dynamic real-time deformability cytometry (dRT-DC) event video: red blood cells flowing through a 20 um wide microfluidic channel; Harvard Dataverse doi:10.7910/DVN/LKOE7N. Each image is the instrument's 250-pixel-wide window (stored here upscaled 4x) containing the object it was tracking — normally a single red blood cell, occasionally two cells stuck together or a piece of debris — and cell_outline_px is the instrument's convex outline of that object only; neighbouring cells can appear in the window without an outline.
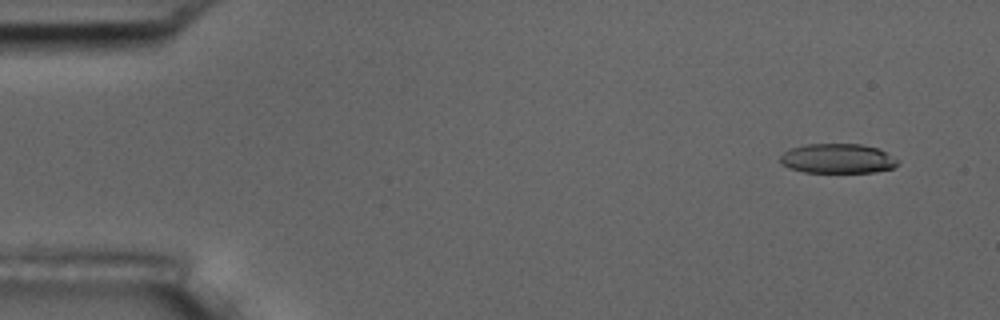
{"species": "common noctule bat (a hibernating species)", "species_latin": "Nyctalus noctula", "temperature_condition": "room temperature", "stored_images_in_passage": 6, "camera_frame_rate_fps": 3000, "um_per_image_px": 0.085, "animal": {"sex": "male", "body_mass_g": 17.5, "forearm_length_mm": 52.3}, "frame": {"image": 1, "passage_image": 1, "time_ms": 0.0, "image_size_px": [1000, 320], "cell_outline_px": [[896, 164], [892, 168], [872, 172], [804, 172], [788, 168], [780, 164], [780, 156], [784, 152], [792, 148], [808, 144], [860, 144], [876, 148], [884, 152], [896, 160]], "centroid_in_image_um": [71.11, 13.48], "position_along_channel_um": 13.9, "area_um2": 19.94}}
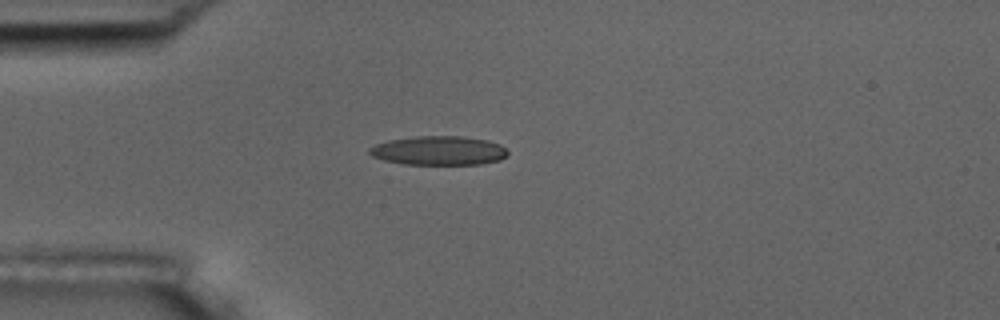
{"frame": {"image": 2, "passage_image": 4, "time_ms": 3.667, "image_size_px": [1000, 320], "cell_outline_px": [[508, 156], [500, 160], [480, 164], [404, 164], [384, 160], [372, 156], [368, 152], [368, 148], [376, 144], [388, 140], [412, 136], [460, 136], [488, 140], [500, 144], [508, 152]], "centroid_in_image_um": [37.29, 12.79], "position_along_channel_um": 47.7, "area_um2": 23.52}}